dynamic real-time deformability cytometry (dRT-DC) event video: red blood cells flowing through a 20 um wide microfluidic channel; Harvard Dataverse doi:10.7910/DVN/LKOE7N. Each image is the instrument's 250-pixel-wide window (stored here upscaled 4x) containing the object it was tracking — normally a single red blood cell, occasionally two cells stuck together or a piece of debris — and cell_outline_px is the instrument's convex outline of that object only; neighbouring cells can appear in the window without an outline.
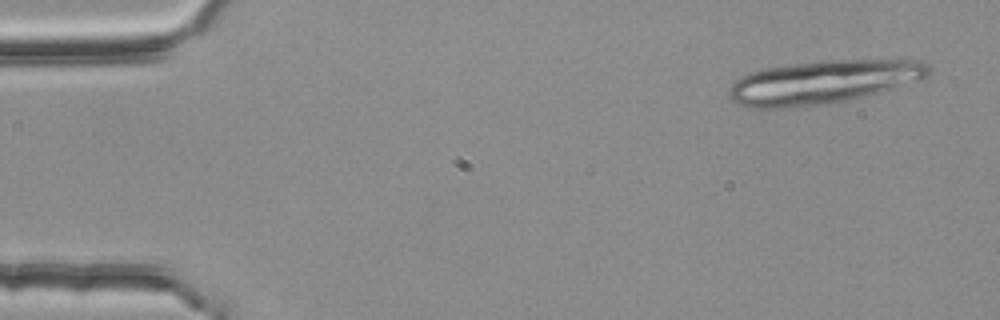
{"species": "common noctule bat (a hibernating species)", "species_latin": "Nyctalus noctula", "temperature_condition": "room temperature", "stored_images_in_passage": 18, "camera_frame_rate_fps": 3000, "um_per_image_px": 0.085, "animal": {"sex": "female", "body_mass_g": 25.1}, "frame": {"image": 1, "passage_image": 3, "time_ms": 0.667, "image_size_px": [1000, 320], "cell_outline_px": [[932, 72], [928, 76], [920, 80], [864, 96], [844, 100], [816, 104], [776, 108], [752, 108], [740, 104], [732, 100], [728, 96], [728, 88], [740, 76], [748, 72], [764, 68], [792, 64], [824, 60], [924, 60], [928, 64]], "centroid_in_image_um": [69.96, 6.95], "position_along_channel_um": 15.0, "area_um2": 50.05}}